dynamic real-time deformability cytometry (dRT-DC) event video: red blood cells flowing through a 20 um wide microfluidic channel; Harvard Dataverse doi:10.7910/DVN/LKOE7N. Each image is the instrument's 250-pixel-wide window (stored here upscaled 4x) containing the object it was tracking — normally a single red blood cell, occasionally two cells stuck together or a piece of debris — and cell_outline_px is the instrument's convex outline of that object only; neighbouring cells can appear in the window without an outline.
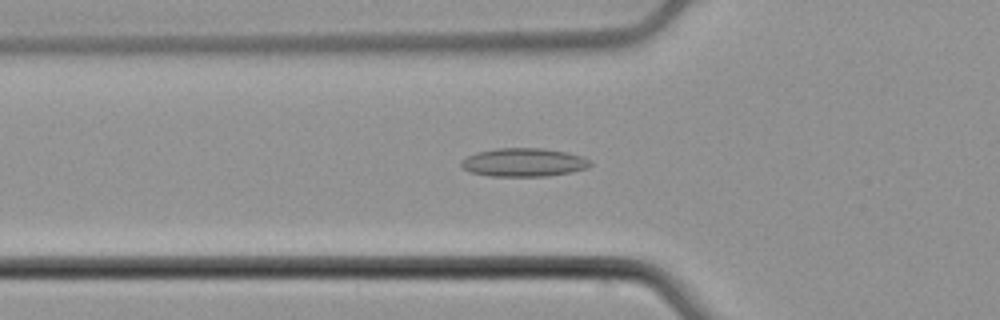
{"species": "common noctule bat (a hibernating species)", "species_latin": "Nyctalus noctula", "temperature_condition": "cold", "stored_images_in_passage": 51, "camera_frame_rate_fps": 3000, "um_per_image_px": 0.085, "animal": {"sex": "male", "body_mass_g": 21.5, "forearm_length_mm": 52.0}, "frame": {"image": 1, "passage_image": 17, "time_ms": 5.333, "image_size_px": [1000, 320], "cell_outline_px": [[592, 164], [588, 168], [572, 172], [548, 176], [488, 176], [472, 172], [464, 168], [460, 164], [468, 156], [476, 152], [496, 148], [544, 148], [568, 152], [592, 160]], "centroid_in_image_um": [44.57, 13.8], "position_along_channel_um": 81.2, "area_um2": 21.44}}
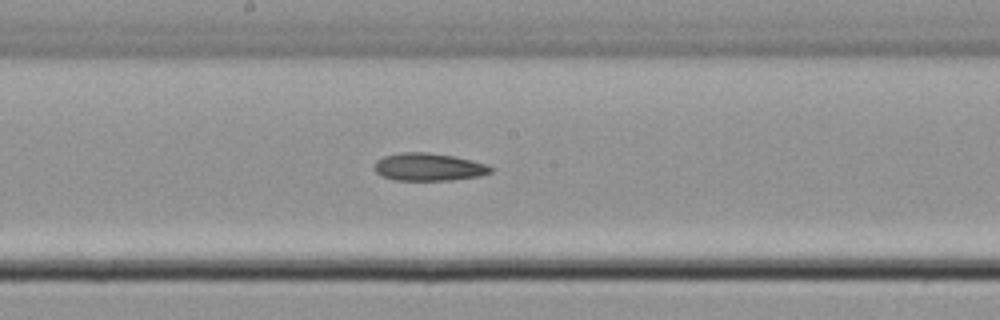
{"frame": {"image": 2, "passage_image": 27, "time_ms": 8.667, "image_size_px": [1000, 320], "cell_outline_px": [[492, 172], [480, 176], [452, 180], [396, 180], [384, 176], [376, 172], [376, 160], [384, 156], [400, 152], [424, 152], [452, 156], [472, 160], [488, 164], [492, 168]], "centroid_in_image_um": [36.47, 14.19], "position_along_channel_um": 211.7, "area_um2": 18.61}}
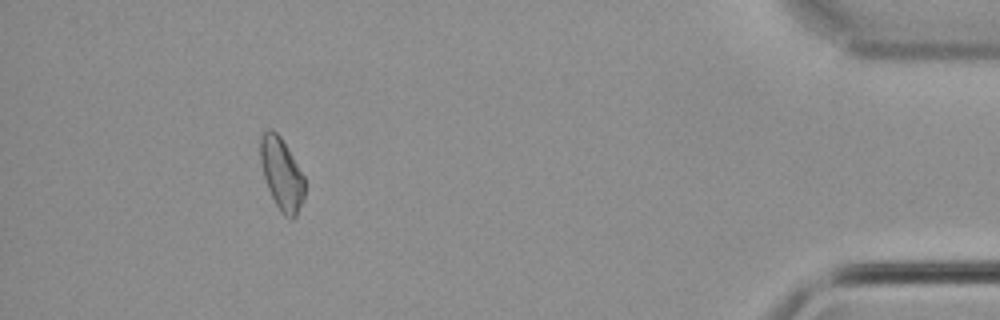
{"frame": {"image": 3, "passage_image": 47, "time_ms": 15.333, "image_size_px": [1000, 320], "cell_outline_px": [[304, 200], [296, 216], [292, 220], [284, 216], [280, 212], [268, 188], [264, 176], [260, 160], [260, 136], [268, 128], [272, 128], [280, 136], [304, 176]], "centroid_in_image_um": [23.94, 14.8], "position_along_channel_um": 411.3, "area_um2": 18.55}, "authors_computed_cell_mechanics": {"area_um2": 19.1896, "velocity_mm_per_s": 3.9149, "shape_relaxation_time_tau1_ms": 5.7963, "shape_relaxation_time_tau2_ms": null, "deformation_change_tau1": 0.0845, "deformation_change_tau2": null}}